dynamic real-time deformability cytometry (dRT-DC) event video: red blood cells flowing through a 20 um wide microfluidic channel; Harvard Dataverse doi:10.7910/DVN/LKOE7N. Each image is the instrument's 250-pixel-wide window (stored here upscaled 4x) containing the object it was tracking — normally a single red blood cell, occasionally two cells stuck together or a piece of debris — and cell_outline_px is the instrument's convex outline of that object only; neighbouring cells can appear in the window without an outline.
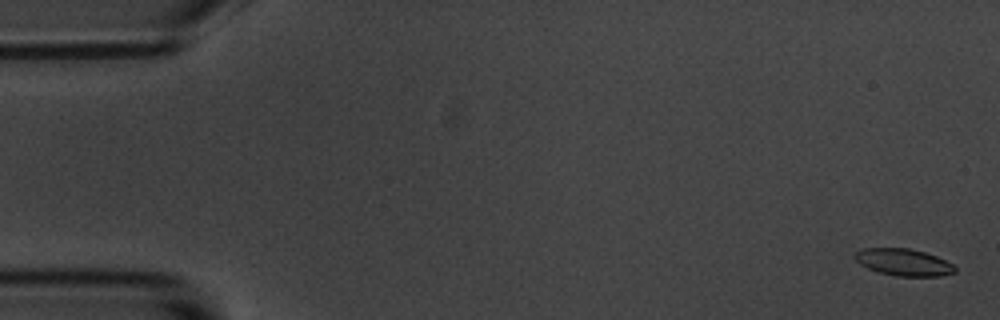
{"species": "common noctule bat (a hibernating species)", "species_latin": "Nyctalus noctula", "temperature_condition": "room temperature", "stored_images_in_passage": 10, "camera_frame_rate_fps": 3000, "um_per_image_px": 0.085, "animal": {"sex": "male", "body_mass_g": 20.1, "forearm_length_mm": 53.5}, "frame": {"image": 1, "passage_image": 1, "time_ms": 0.0, "image_size_px": [1000, 320], "cell_outline_px": [[956, 272], [940, 276], [896, 276], [880, 272], [868, 268], [860, 264], [852, 256], [860, 248], [912, 248], [936, 256], [952, 264], [956, 268]], "centroid_in_image_um": [76.78, 22.28], "position_along_channel_um": 8.2, "area_um2": 15.72}}
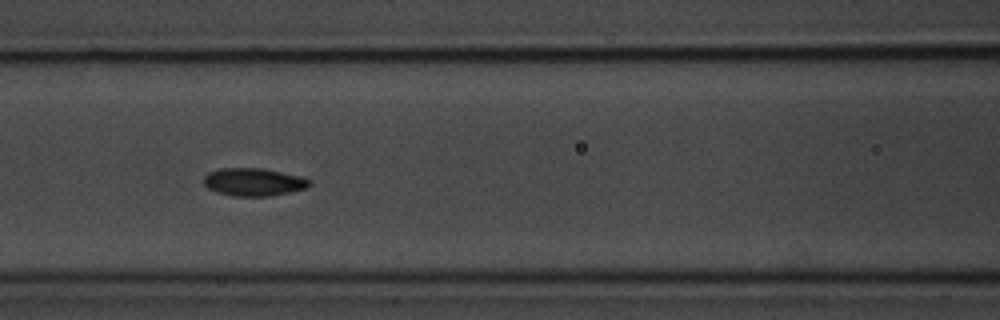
{"frame": {"image": 2, "passage_image": 7, "time_ms": 7.667, "image_size_px": [1000, 320], "cell_outline_px": [[312, 184], [308, 188], [292, 192], [272, 196], [232, 196], [216, 192], [208, 188], [204, 184], [204, 176], [208, 172], [220, 168], [264, 168], [300, 176], [312, 180]], "centroid_in_image_um": [21.59, 15.47], "position_along_channel_um": 145.0, "area_um2": 17.46}}
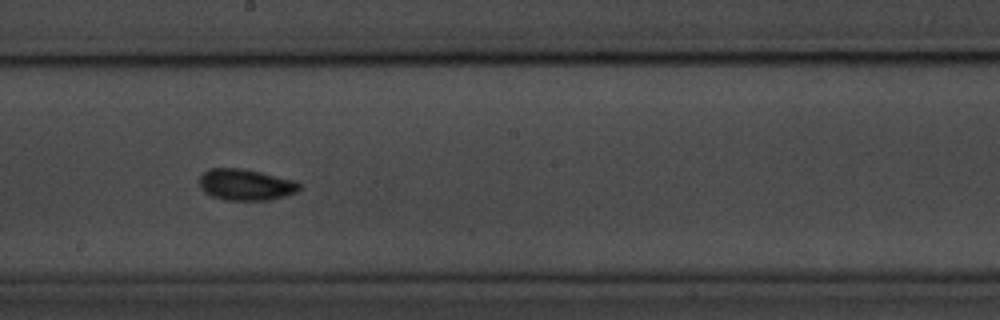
{"frame": {"image": 3, "passage_image": 9, "time_ms": 10.0, "image_size_px": [1000, 320], "cell_outline_px": [[300, 188], [296, 192], [272, 200], [224, 200], [212, 196], [204, 192], [200, 184], [200, 176], [204, 172], [212, 168], [244, 168], [296, 180], [300, 184]], "centroid_in_image_um": [20.91, 15.69], "position_along_channel_um": 227.3, "area_um2": 18.32}}